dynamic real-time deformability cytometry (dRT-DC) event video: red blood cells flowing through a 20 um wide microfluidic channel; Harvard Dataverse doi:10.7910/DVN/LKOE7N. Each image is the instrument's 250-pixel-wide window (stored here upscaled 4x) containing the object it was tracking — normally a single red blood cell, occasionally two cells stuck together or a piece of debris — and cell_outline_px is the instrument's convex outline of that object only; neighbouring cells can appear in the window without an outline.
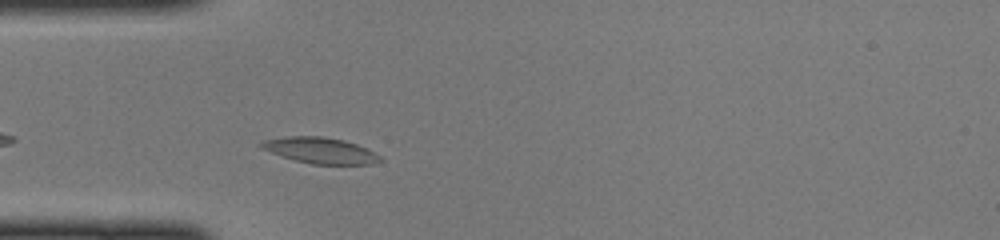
{"species": "common noctule bat (a hibernating species)", "species_latin": "Nyctalus noctula", "temperature_condition": "cold", "stored_images_in_passage": 37, "camera_frame_rate_fps": 3000, "um_per_image_px": 0.085, "animal": {"sex": "female", "body_mass_g": 22.0, "forearm_length_mm": 56.7}, "frame": {"image": 1, "passage_image": 5, "time_ms": 1.333, "image_size_px": [1000, 240], "cell_outline_px": [[384, 160], [372, 164], [312, 164], [280, 156], [260, 148], [256, 144], [264, 140], [284, 136], [324, 136], [344, 140], [356, 144], [380, 156]], "centroid_in_image_um": [27.16, 12.78], "position_along_channel_um": 57.8, "area_um2": 18.03}}
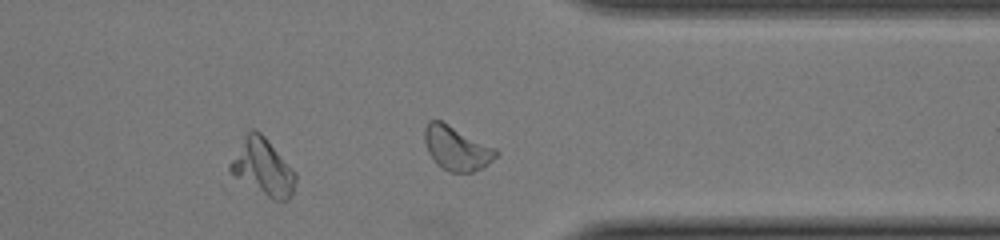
{"frame": {"image": 2, "passage_image": 28, "time_ms": 9.0, "image_size_px": [1000, 240], "cell_outline_px": [[296, 180], [292, 192], [288, 200], [272, 200], [232, 176], [228, 172], [228, 164], [248, 128], [256, 128], [264, 136], [296, 172]], "centroid_in_image_um": [22.29, 14.2], "position_along_channel_um": 389.1, "area_um2": 21.79}}
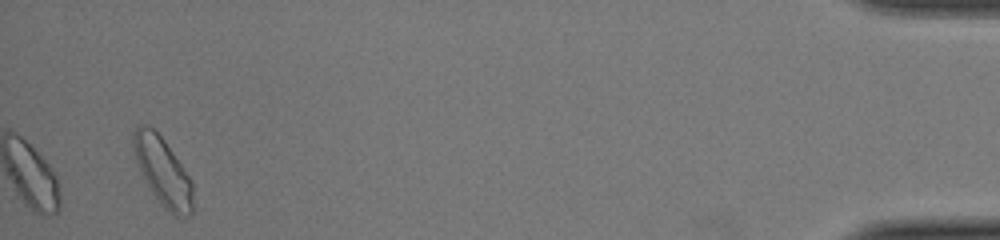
{"frame": {"image": 3, "passage_image": 37, "time_ms": 12.0, "image_size_px": [1000, 240], "cell_outline_px": [[192, 212], [188, 216], [176, 216], [164, 208], [152, 192], [136, 160], [132, 144], [132, 132], [136, 124], [148, 124], [164, 140], [188, 176], [192, 184]], "centroid_in_image_um": [13.8, 14.53], "position_along_channel_um": 421.4, "area_um2": 23.06}}